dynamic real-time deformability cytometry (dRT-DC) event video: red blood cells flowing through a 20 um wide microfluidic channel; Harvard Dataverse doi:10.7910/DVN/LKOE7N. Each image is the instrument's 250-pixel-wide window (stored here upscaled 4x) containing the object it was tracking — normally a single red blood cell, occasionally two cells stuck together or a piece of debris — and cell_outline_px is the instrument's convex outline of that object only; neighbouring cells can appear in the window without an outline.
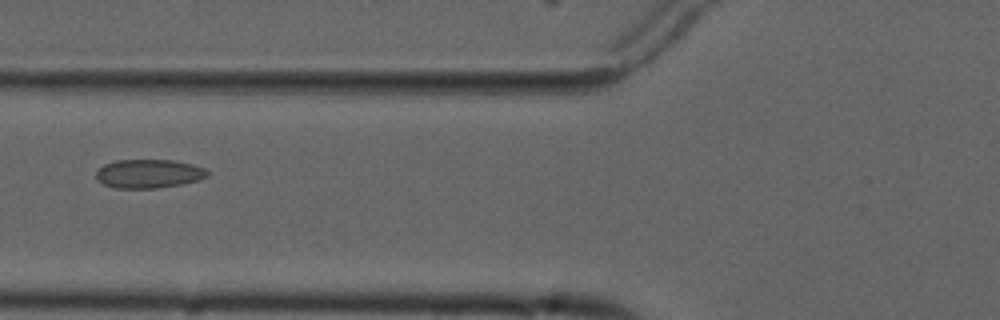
{"species": "common noctule bat (a hibernating species)", "species_latin": "Nyctalus noctula", "temperature_condition": "cold", "stored_images_in_passage": 5, "camera_frame_rate_fps": 3000, "um_per_image_px": 0.085, "animal": {"sex": "male", "forearm_length_mm": 52.5}, "frame": {"image": 1, "passage_image": 2, "time_ms": 1.333, "image_size_px": [1000, 320], "cell_outline_px": [[208, 176], [196, 180], [180, 184], [156, 188], [116, 188], [104, 184], [96, 180], [96, 172], [104, 164], [116, 160], [172, 160], [192, 164], [204, 168], [208, 172]], "centroid_in_image_um": [12.61, 14.76], "position_along_channel_um": 113.2, "area_um2": 18.5}}
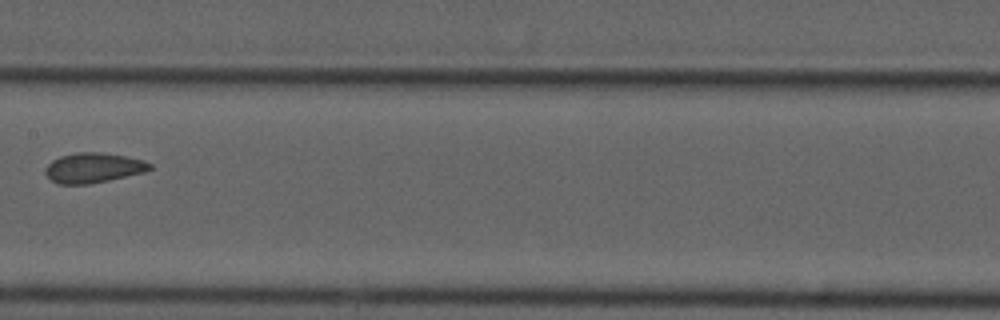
{"frame": {"image": 2, "passage_image": 4, "time_ms": 3.667, "image_size_px": [1000, 320], "cell_outline_px": [[152, 168], [144, 172], [108, 180], [88, 184], [60, 184], [52, 180], [44, 172], [44, 168], [52, 160], [60, 156], [76, 152], [100, 152], [124, 156], [144, 160], [152, 164]], "centroid_in_image_um": [7.92, 14.25], "position_along_channel_um": 199.5, "area_um2": 18.15}}
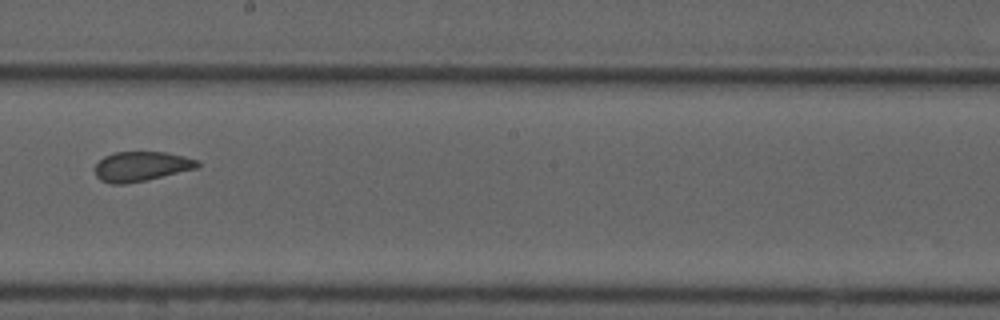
{"frame": {"image": 3, "passage_image": 5, "time_ms": 4.667, "image_size_px": [1000, 320], "cell_outline_px": [[200, 164], [196, 168], [144, 180], [124, 184], [112, 184], [100, 180], [96, 176], [92, 168], [104, 156], [116, 152], [164, 152], [184, 156], [196, 160]], "centroid_in_image_um": [11.93, 14.14], "position_along_channel_um": 236.3, "area_um2": 17.57}}